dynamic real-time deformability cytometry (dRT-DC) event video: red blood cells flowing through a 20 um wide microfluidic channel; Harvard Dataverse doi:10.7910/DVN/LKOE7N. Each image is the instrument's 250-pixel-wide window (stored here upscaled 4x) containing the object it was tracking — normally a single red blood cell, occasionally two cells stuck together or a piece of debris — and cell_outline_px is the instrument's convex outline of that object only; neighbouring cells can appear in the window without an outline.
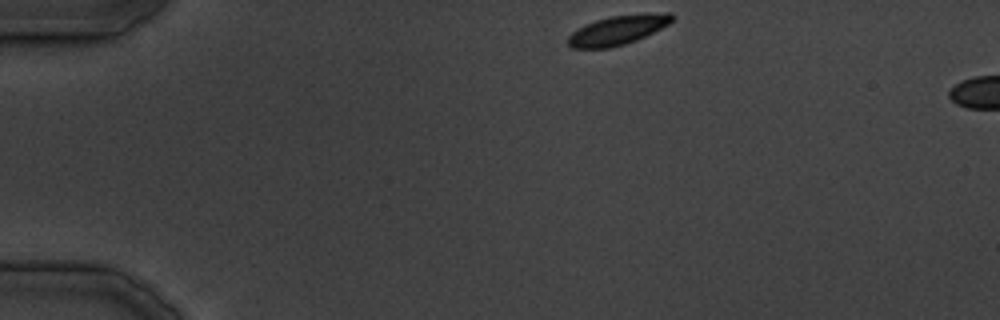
{"species": "common noctule bat (a hibernating species)", "species_latin": "Nyctalus noctula", "temperature_condition": "cold", "stored_images_in_passage": 4, "camera_frame_rate_fps": 3000, "um_per_image_px": 0.085, "animal": {"sex": "male", "body_mass_g": 19.5, "forearm_length_mm": 54.6}, "frame": {"image": 1, "passage_image": 1, "time_ms": 0.0, "image_size_px": [1000, 320], "cell_outline_px": [[676, 16], [668, 24], [636, 40], [624, 44], [608, 48], [572, 48], [568, 44], [568, 36], [572, 32], [584, 24], [596, 20], [612, 16], [664, 12], [672, 12]], "centroid_in_image_um": [52.51, 2.55], "position_along_channel_um": 32.5, "area_um2": 17.57}}